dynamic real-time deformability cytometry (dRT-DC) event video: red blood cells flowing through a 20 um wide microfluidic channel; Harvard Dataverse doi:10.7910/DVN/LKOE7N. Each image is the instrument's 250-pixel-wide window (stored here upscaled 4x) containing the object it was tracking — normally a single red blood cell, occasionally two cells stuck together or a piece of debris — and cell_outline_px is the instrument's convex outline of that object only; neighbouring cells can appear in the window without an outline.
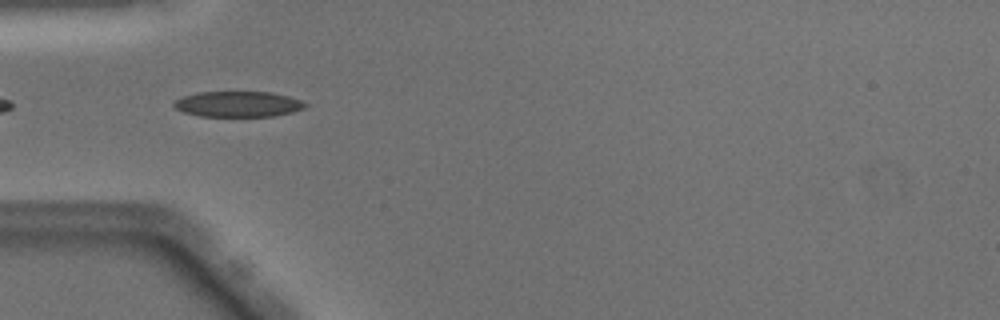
{"species": "Egyptian fruit bat (a non-hibernating species)", "species_latin": "Rousettus aegyptiacus", "temperature_condition": "warm", "stored_images_in_passage": 7, "camera_frame_rate_fps": 3000, "um_per_image_px": 0.085, "animal": {"sex": "male"}, "frame": {"image": 1, "passage_image": 2, "time_ms": 0.333, "image_size_px": [1000, 320], "cell_outline_px": [[308, 104], [304, 108], [292, 112], [272, 116], [200, 116], [184, 112], [176, 108], [172, 104], [176, 100], [184, 96], [196, 92], [272, 92], [288, 96], [300, 100]], "centroid_in_image_um": [20.24, 8.84], "position_along_channel_um": 64.8, "area_um2": 19.48}}
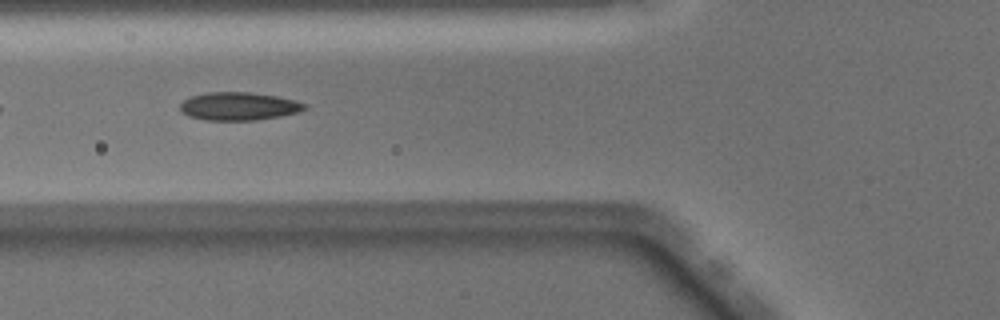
{"frame": {"image": 2, "passage_image": 5, "time_ms": 1.333, "image_size_px": [1000, 320], "cell_outline_px": [[308, 108], [296, 112], [280, 116], [256, 120], [208, 120], [188, 116], [180, 108], [180, 104], [184, 100], [192, 96], [208, 92], [248, 92], [276, 96], [296, 100], [308, 104]], "centroid_in_image_um": [20.33, 9.03], "position_along_channel_um": 105.5, "area_um2": 20.23}}